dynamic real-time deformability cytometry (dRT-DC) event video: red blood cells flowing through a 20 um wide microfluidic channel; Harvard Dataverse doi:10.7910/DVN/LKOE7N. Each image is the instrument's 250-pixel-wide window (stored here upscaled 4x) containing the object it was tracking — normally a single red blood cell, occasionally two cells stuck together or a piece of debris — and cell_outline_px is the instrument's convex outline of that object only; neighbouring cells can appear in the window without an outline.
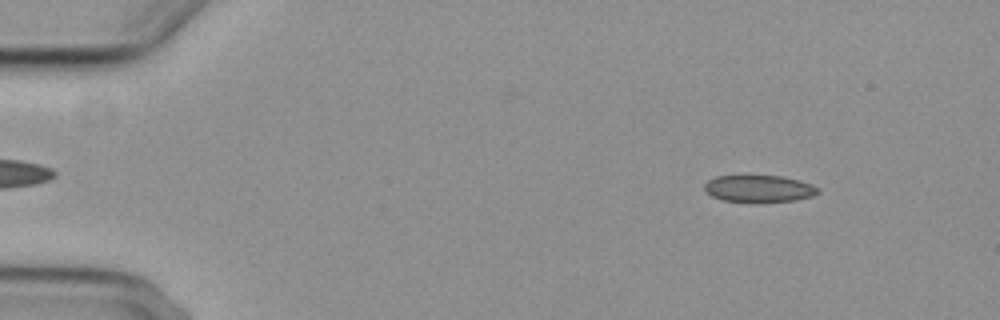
{"species": "common noctule bat (a hibernating species)", "species_latin": "Nyctalus noctula", "temperature_condition": "cold", "stored_images_in_passage": 4, "camera_frame_rate_fps": 3000, "um_per_image_px": 0.085, "animal": {"sex": "female", "body_mass_g": 29.2, "forearm_length_mm": 56.3}, "frame": {"image": 1, "passage_image": 1, "time_ms": 0.0, "image_size_px": [1000, 320], "cell_outline_px": [[820, 192], [812, 196], [796, 200], [756, 204], [724, 200], [712, 196], [704, 188], [704, 184], [708, 180], [716, 176], [780, 176], [800, 180], [812, 184], [820, 188]], "centroid_in_image_um": [64.55, 16.06], "position_along_channel_um": 20.5, "area_um2": 18.26}}
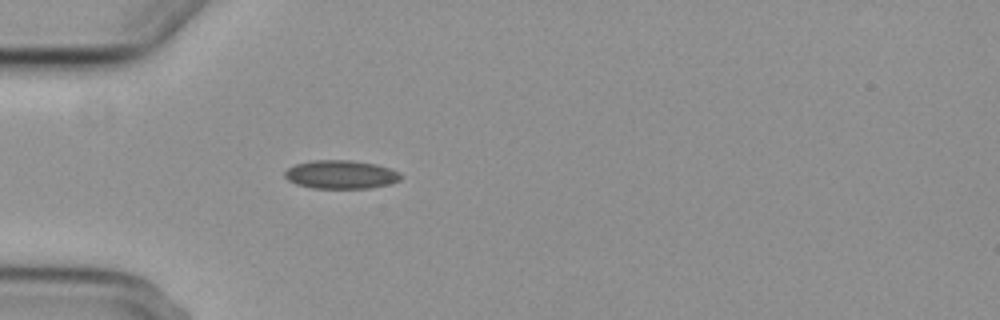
{"frame": {"image": 2, "passage_image": 4, "time_ms": 3.333, "image_size_px": [1000, 320], "cell_outline_px": [[404, 176], [400, 180], [388, 184], [372, 188], [312, 188], [296, 184], [288, 180], [284, 176], [284, 172], [288, 168], [296, 164], [316, 160], [352, 160], [376, 164], [400, 172]], "centroid_in_image_um": [28.99, 14.83], "position_along_channel_um": 56.0, "area_um2": 19.31}}